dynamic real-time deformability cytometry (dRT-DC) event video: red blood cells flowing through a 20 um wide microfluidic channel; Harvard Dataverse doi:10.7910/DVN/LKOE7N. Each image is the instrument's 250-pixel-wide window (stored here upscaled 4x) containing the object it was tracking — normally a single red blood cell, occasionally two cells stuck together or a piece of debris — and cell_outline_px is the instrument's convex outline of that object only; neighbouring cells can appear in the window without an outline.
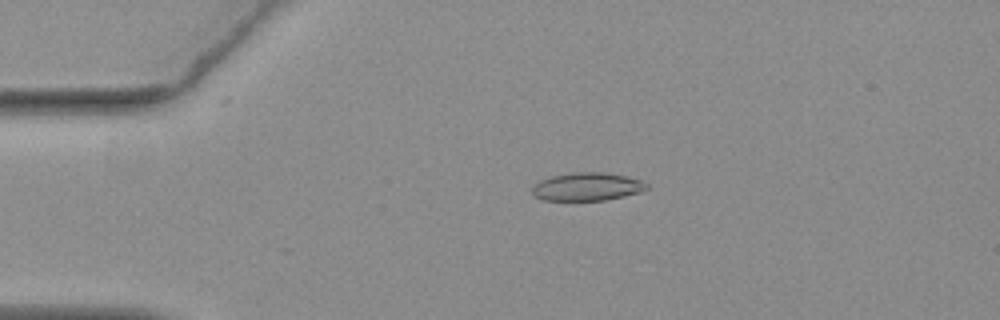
{"species": "common noctule bat (a hibernating species)", "species_latin": "Nyctalus noctula", "temperature_condition": "warm", "stored_images_in_passage": 30, "camera_frame_rate_fps": 3000, "um_per_image_px": 0.085, "animal": {"sex": "female", "body_mass_g": 19.3, "forearm_length_mm": 54.1}, "frame": {"image": 1, "passage_image": 12, "time_ms": 3.667, "image_size_px": [1000, 320], "cell_outline_px": [[648, 188], [640, 192], [624, 196], [604, 200], [544, 200], [536, 196], [532, 192], [532, 188], [540, 180], [552, 176], [572, 172], [600, 172], [624, 176], [640, 180], [648, 184]], "centroid_in_image_um": [49.9, 15.87], "position_along_channel_um": 35.1, "area_um2": 18.5}}
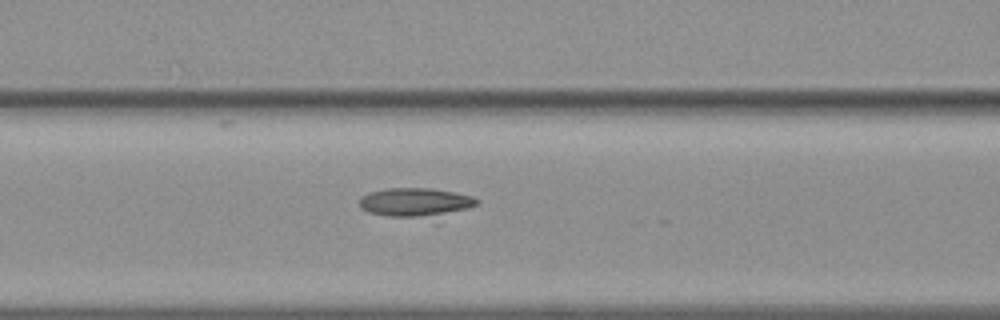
{"frame": {"image": 2, "passage_image": 23, "time_ms": 7.333, "image_size_px": [1000, 320], "cell_outline_px": [[480, 200], [476, 204], [468, 208], [444, 212], [416, 216], [384, 216], [368, 212], [360, 208], [360, 196], [368, 192], [388, 188], [428, 188], [452, 192], [472, 196]], "centroid_in_image_um": [35.19, 17.15], "position_along_channel_um": 131.4, "area_um2": 18.84}}
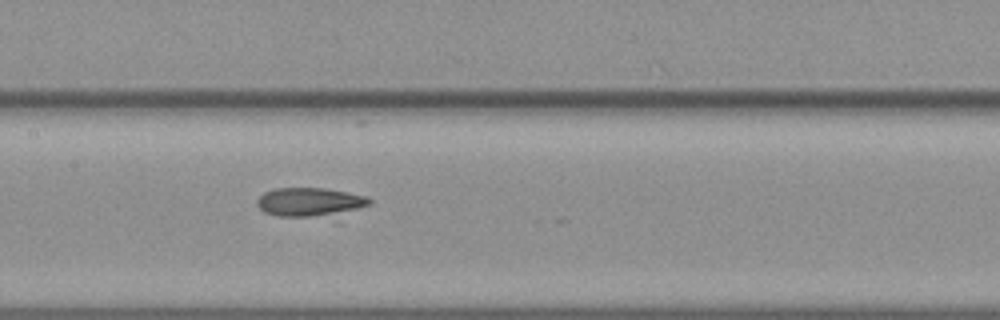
{"frame": {"image": 3, "passage_image": 27, "time_ms": 8.667, "image_size_px": [1000, 320], "cell_outline_px": [[372, 204], [340, 224], [280, 216], [264, 212], [256, 204], [256, 200], [264, 192], [272, 188], [324, 188], [348, 192], [368, 196], [372, 200]], "centroid_in_image_um": [26.62, 17.33], "position_along_channel_um": 180.8, "area_um2": 21.96}}